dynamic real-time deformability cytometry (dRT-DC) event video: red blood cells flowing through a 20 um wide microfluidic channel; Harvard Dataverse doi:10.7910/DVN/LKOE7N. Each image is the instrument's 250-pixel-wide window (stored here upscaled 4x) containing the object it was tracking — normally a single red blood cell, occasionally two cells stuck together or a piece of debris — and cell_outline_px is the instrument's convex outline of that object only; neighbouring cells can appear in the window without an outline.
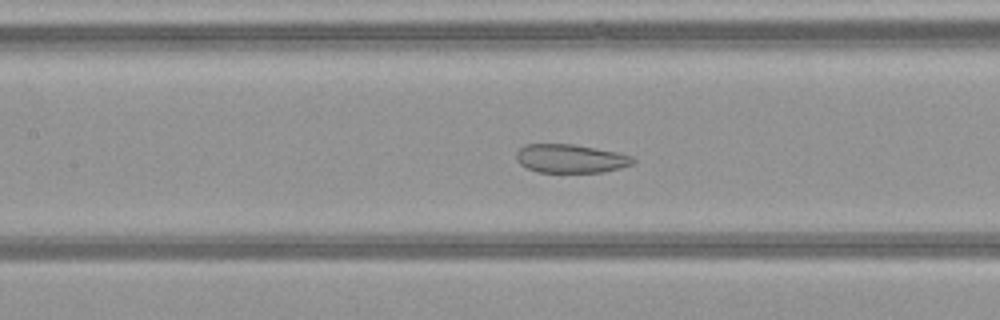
{"species": "common noctule bat (a hibernating species)", "species_latin": "Nyctalus noctula", "temperature_condition": "warm", "stored_images_in_passage": 40, "camera_frame_rate_fps": 3000, "um_per_image_px": 0.085, "animal": {"sex": "female", "body_mass_g": 21.9}, "frame": {"image": 1, "passage_image": 13, "time_ms": 4.0, "image_size_px": [1000, 320], "cell_outline_px": [[636, 160], [632, 164], [620, 168], [604, 172], [536, 172], [520, 164], [516, 160], [516, 152], [524, 144], [572, 144], [616, 152], [632, 156]], "centroid_in_image_um": [48.48, 13.48], "position_along_channel_um": 158.9, "area_um2": 19.42}}
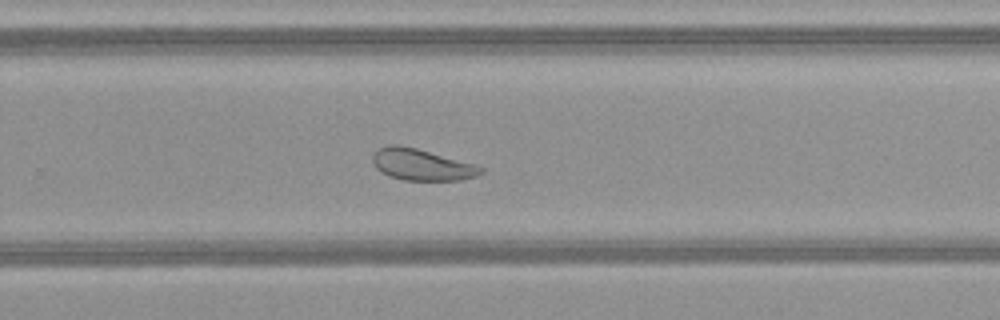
{"frame": {"image": 2, "passage_image": 23, "time_ms": 7.333, "image_size_px": [1000, 320], "cell_outline_px": [[484, 172], [476, 176], [460, 180], [404, 180], [388, 176], [376, 168], [372, 160], [372, 156], [380, 148], [388, 144], [400, 144], [416, 148], [476, 164], [484, 168]], "centroid_in_image_um": [35.85, 13.99], "position_along_channel_um": 293.9, "area_um2": 19.88}}
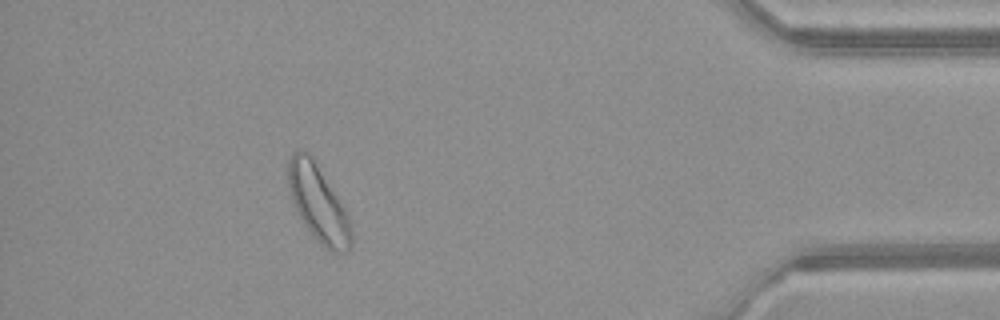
{"frame": {"image": 3, "passage_image": 35, "time_ms": 11.333, "image_size_px": [1000, 320], "cell_outline_px": [[352, 244], [348, 252], [328, 252], [316, 240], [304, 224], [292, 200], [288, 184], [288, 160], [292, 152], [304, 148], [312, 156], [344, 208], [348, 216], [352, 232]], "centroid_in_image_um": [27.05, 17.3], "position_along_channel_um": 408.2, "area_um2": 27.98}, "authors_computed_cell_mechanics": {"area_um2": 22.1374, "velocity_mm_per_s": 4.0695, "shape_relaxation_time_tau1_ms": null, "shape_relaxation_time_tau2_ms": 2.287, "deformation_change_tau1": null, "deformation_change_tau2": 0.0974}}